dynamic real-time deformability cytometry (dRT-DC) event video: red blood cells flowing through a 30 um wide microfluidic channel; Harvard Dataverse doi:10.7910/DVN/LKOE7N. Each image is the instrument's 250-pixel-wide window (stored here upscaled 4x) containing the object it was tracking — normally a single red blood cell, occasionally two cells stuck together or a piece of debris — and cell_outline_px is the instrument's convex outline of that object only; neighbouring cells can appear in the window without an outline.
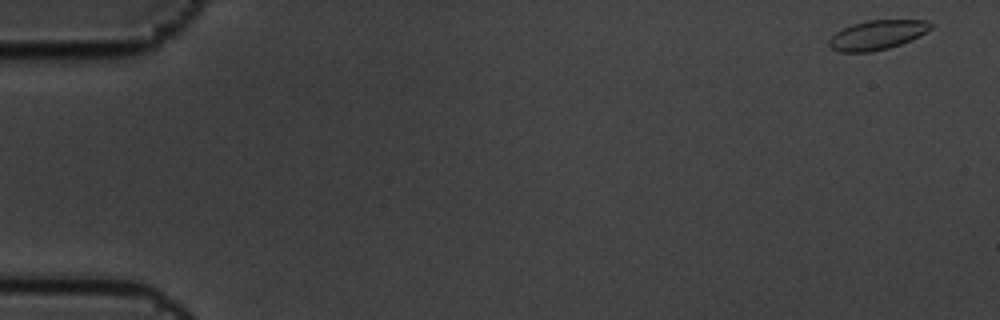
{"species": "common noctule bat (a hibernating species)", "species_latin": "Nyctalus noctula", "temperature_condition": "cold", "stored_images_in_passage": 5, "camera_frame_rate_fps": 3000, "um_per_image_px": 0.085, "animal": {"sex": "male", "body_mass_g": 19.5, "forearm_length_mm": 54.6}, "frame": {"image": 1, "passage_image": 1, "time_ms": 0.0, "image_size_px": [1000, 320], "cell_outline_px": [[932, 28], [900, 44], [888, 48], [872, 52], [840, 52], [832, 48], [828, 44], [828, 40], [836, 32], [852, 24], [868, 20], [928, 20], [932, 24]], "centroid_in_image_um": [74.52, 2.97], "position_along_channel_um": 10.5, "area_um2": 17.17}}